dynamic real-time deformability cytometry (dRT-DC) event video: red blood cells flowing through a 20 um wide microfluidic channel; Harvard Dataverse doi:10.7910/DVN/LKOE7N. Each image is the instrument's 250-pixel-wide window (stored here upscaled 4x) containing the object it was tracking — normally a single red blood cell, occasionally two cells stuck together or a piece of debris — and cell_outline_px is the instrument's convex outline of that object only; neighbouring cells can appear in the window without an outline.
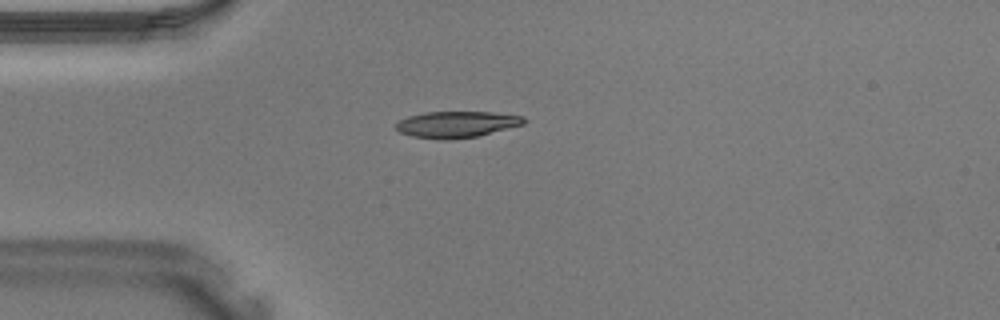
{"species": "Egyptian fruit bat (a non-hibernating species)", "species_latin": "Rousettus aegyptiacus", "temperature_condition": "warm", "stored_images_in_passage": 32, "camera_frame_rate_fps": 3000, "um_per_image_px": 0.085, "animal": {"sex": "male"}, "frame": {"image": 1, "passage_image": 3, "time_ms": 0.667, "image_size_px": [1000, 320], "cell_outline_px": [[528, 120], [524, 124], [476, 136], [452, 140], [444, 140], [412, 136], [400, 132], [396, 128], [396, 124], [400, 120], [408, 116], [424, 112], [488, 112], [524, 116]], "centroid_in_image_um": [38.81, 10.57], "position_along_channel_um": 46.2, "area_um2": 19.54}}
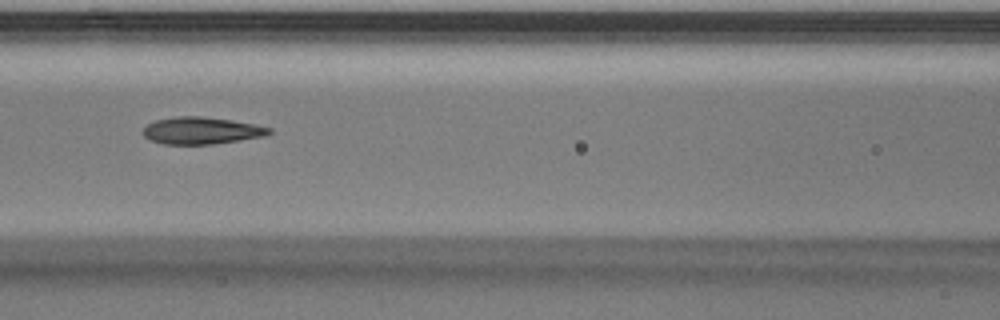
{"frame": {"image": 2, "passage_image": 10, "time_ms": 3.0, "image_size_px": [1000, 320], "cell_outline_px": [[272, 132], [268, 136], [212, 144], [164, 144], [152, 140], [144, 136], [144, 128], [148, 124], [156, 120], [176, 116], [200, 116], [232, 120], [256, 124], [272, 128]], "centroid_in_image_um": [17.19, 11.1], "position_along_channel_um": 149.4, "area_um2": 19.88}}
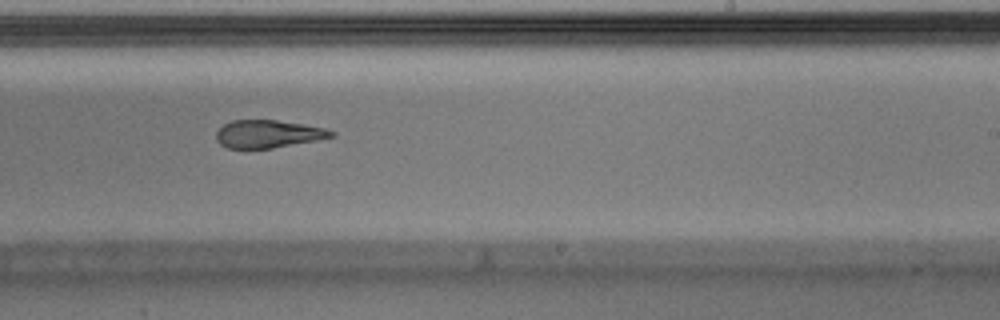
{"frame": {"image": 3, "passage_image": 17, "time_ms": 5.333, "image_size_px": [1000, 320], "cell_outline_px": [[336, 136], [316, 140], [272, 148], [228, 148], [220, 144], [216, 140], [216, 132], [224, 124], [232, 120], [276, 120], [304, 124], [324, 128], [336, 132]], "centroid_in_image_um": [22.79, 11.38], "position_along_channel_um": 266.2, "area_um2": 18.55}}